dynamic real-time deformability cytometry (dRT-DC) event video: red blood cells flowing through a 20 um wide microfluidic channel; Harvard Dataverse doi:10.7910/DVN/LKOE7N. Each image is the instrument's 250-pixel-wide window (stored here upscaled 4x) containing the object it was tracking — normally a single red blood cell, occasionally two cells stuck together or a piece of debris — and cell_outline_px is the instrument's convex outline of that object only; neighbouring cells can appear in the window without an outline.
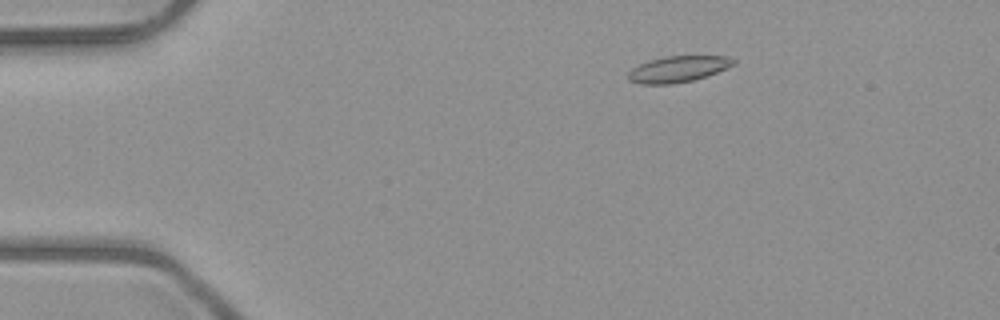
{"species": "common noctule bat (a hibernating species)", "species_latin": "Nyctalus noctula", "temperature_condition": "room temperature", "stored_images_in_passage": 52, "camera_frame_rate_fps": 3000, "um_per_image_px": 0.085, "animal": {"sex": "male", "body_mass_g": 23.1, "forearm_length_mm": 52.7}, "frame": {"image": 1, "passage_image": 9, "time_ms": 2.667, "image_size_px": [1000, 320], "cell_outline_px": [[736, 64], [716, 72], [692, 80], [672, 84], [640, 84], [628, 80], [628, 72], [632, 68], [648, 60], [664, 56], [728, 56], [736, 60]], "centroid_in_image_um": [57.61, 5.86], "position_along_channel_um": 27.4, "area_um2": 16.01}}
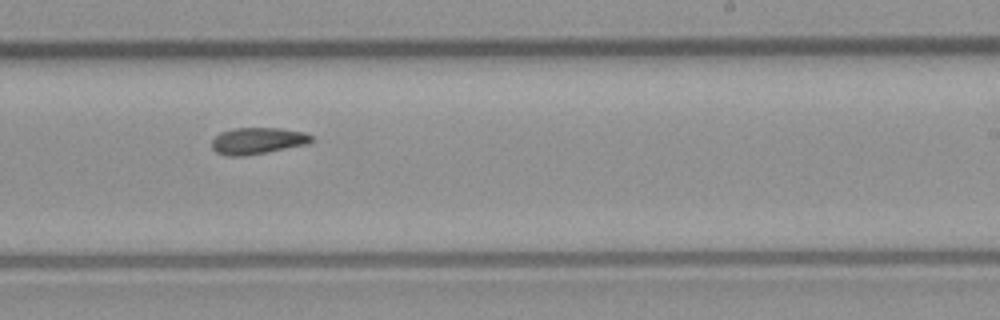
{"frame": {"image": 2, "passage_image": 32, "time_ms": 10.333, "image_size_px": [1000, 320], "cell_outline_px": [[316, 140], [304, 144], [244, 156], [228, 156], [216, 152], [212, 148], [212, 140], [220, 132], [232, 128], [280, 128], [304, 132], [312, 136]], "centroid_in_image_um": [21.86, 11.95], "position_along_channel_um": 267.1, "area_um2": 15.26}}
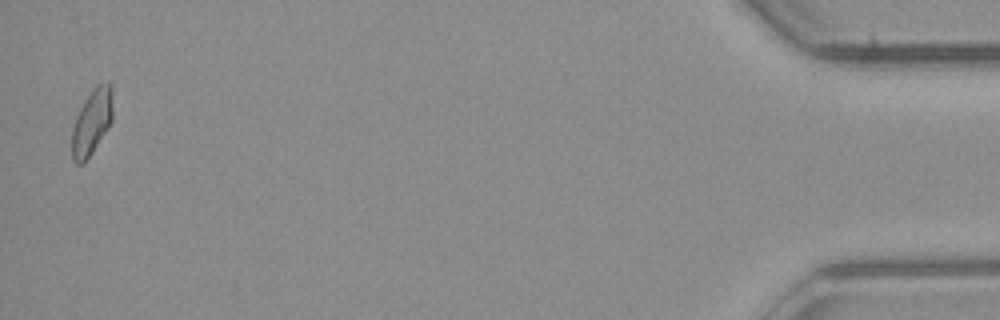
{"frame": {"image": 3, "passage_image": 51, "time_ms": 16.667, "image_size_px": [1000, 320], "cell_outline_px": [[112, 120], [108, 128], [92, 152], [80, 164], [76, 164], [72, 160], [72, 128], [76, 116], [80, 108], [96, 84], [108, 80], [112, 84]], "centroid_in_image_um": [7.82, 10.32], "position_along_channel_um": 427.4, "area_um2": 15.55}, "authors_computed_cell_mechanics": {"area_um2": 15.7505, "velocity_mm_per_s": 4.0252, "shape_relaxation_time_tau1_ms": null, "shape_relaxation_time_tau2_ms": 5.3109, "deformation_change_tau1": null, "deformation_change_tau2": 0.1143}}